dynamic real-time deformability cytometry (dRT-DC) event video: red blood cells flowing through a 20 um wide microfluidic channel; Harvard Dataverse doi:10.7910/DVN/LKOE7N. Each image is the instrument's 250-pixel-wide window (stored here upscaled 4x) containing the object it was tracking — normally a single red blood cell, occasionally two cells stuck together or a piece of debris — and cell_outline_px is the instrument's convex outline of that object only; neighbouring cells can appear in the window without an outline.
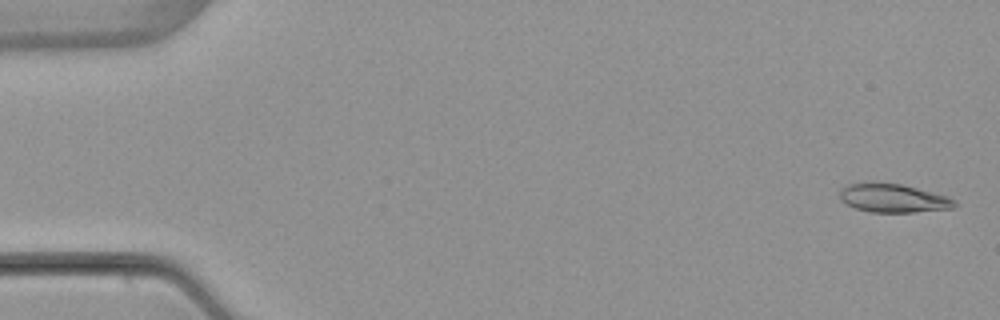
{"species": "common noctule bat (a hibernating species)", "species_latin": "Nyctalus noctula", "temperature_condition": "warm", "stored_images_in_passage": 7, "camera_frame_rate_fps": 3000, "um_per_image_px": 0.085, "animal": {"sex": "female", "body_mass_g": 22.7, "forearm_length_mm": 54.2}, "frame": {"image": 1, "passage_image": 1, "time_ms": 0.0, "image_size_px": [1000, 320], "cell_outline_px": [[956, 208], [916, 212], [872, 212], [856, 208], [840, 200], [840, 188], [848, 184], [868, 180], [872, 180], [900, 184], [948, 196], [956, 200]], "centroid_in_image_um": [75.9, 16.81], "position_along_channel_um": 9.1, "area_um2": 19.54}}
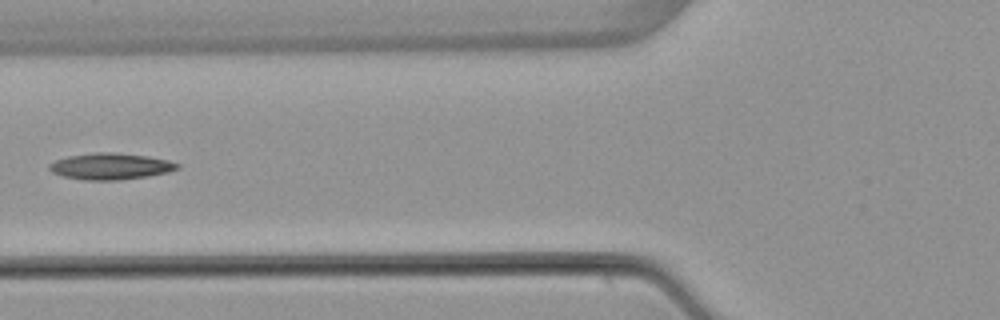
{"frame": {"image": 2, "passage_image": 6, "time_ms": 6.333, "image_size_px": [1000, 320], "cell_outline_px": [[180, 168], [168, 172], [148, 176], [120, 180], [84, 180], [64, 176], [52, 172], [48, 168], [48, 164], [56, 160], [68, 156], [96, 152], [112, 152], [148, 156], [168, 160], [180, 164]], "centroid_in_image_um": [9.41, 14.13], "position_along_channel_um": 116.4, "area_um2": 19.71}}
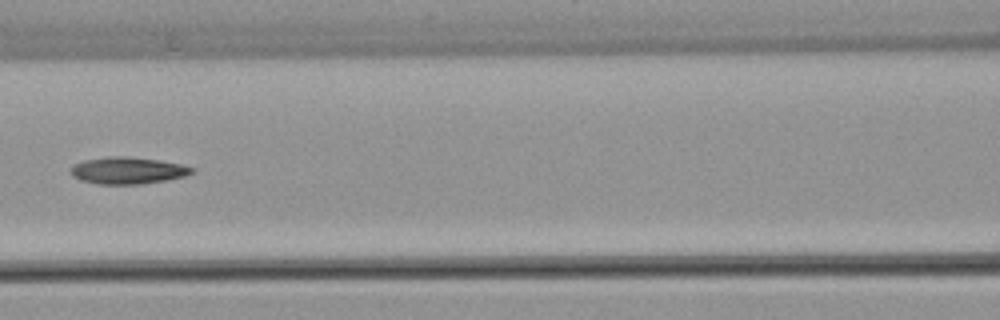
{"frame": {"image": 3, "passage_image": 7, "time_ms": 7.333, "image_size_px": [1000, 320], "cell_outline_px": [[196, 172], [184, 176], [168, 180], [140, 184], [96, 184], [80, 180], [72, 176], [72, 164], [84, 160], [108, 156], [128, 156], [160, 160], [180, 164], [196, 168]], "centroid_in_image_um": [10.88, 14.49], "position_along_channel_um": 155.7, "area_um2": 19.19}}